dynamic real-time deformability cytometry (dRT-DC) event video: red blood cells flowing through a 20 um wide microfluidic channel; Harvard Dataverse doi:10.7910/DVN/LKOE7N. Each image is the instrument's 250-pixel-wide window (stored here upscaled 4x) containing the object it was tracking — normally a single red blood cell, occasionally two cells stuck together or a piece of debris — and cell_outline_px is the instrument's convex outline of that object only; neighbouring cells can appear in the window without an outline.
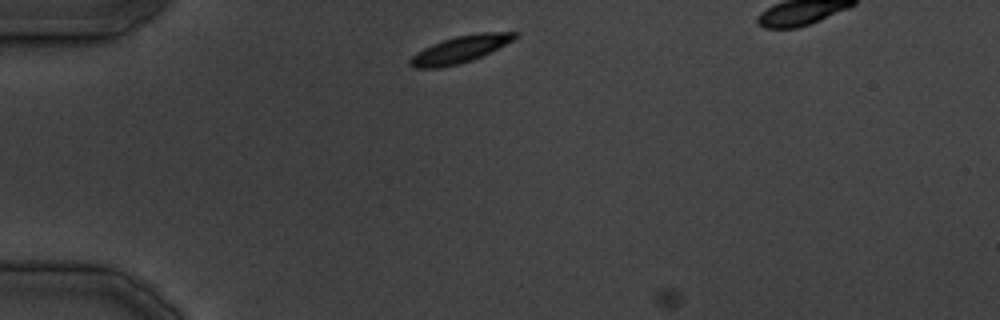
{"species": "common noctule bat (a hibernating species)", "species_latin": "Nyctalus noctula", "temperature_condition": "cold", "stored_images_in_passage": 2, "camera_frame_rate_fps": 3000, "um_per_image_px": 0.085, "animal": {"sex": "male", "body_mass_g": 19.5, "forearm_length_mm": 54.6}, "frame": {"image": 1, "passage_image": 1, "time_ms": 0.0, "image_size_px": [1000, 320], "cell_outline_px": [[520, 36], [472, 60], [460, 64], [440, 68], [412, 68], [408, 64], [408, 60], [416, 52], [432, 44], [456, 36], [480, 32], [520, 32]], "centroid_in_image_um": [39.06, 4.2], "position_along_channel_um": 45.9, "area_um2": 16.36}}